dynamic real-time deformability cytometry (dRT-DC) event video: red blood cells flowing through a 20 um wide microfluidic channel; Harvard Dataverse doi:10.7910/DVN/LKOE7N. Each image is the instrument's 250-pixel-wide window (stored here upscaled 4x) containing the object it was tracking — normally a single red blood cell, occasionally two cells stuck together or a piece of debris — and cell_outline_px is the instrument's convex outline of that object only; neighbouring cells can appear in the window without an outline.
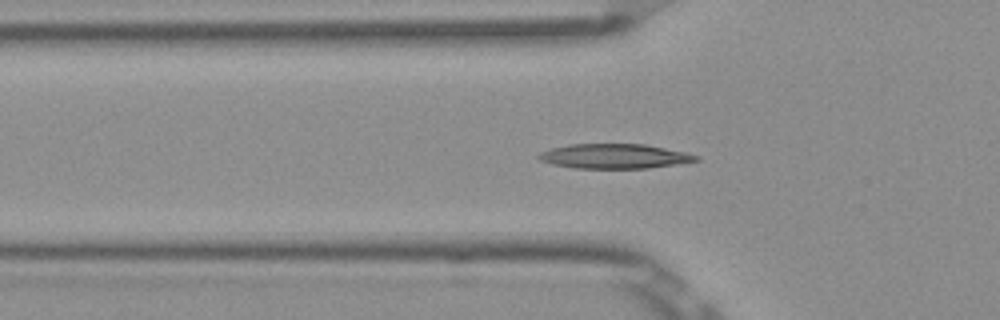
{"species": "Egyptian fruit bat (a non-hibernating species)", "species_latin": "Rousettus aegyptiacus", "temperature_condition": "room temperature", "stored_images_in_passage": 48, "camera_frame_rate_fps": 3000, "um_per_image_px": 0.085, "frame": {"image": 1, "passage_image": 12, "time_ms": 3.667, "image_size_px": [1000, 320], "cell_outline_px": [[700, 160], [676, 164], [648, 168], [572, 168], [552, 164], [540, 160], [536, 156], [540, 152], [552, 148], [568, 144], [644, 144], [684, 152], [700, 156]], "centroid_in_image_um": [52.2, 13.28], "position_along_channel_um": 73.6, "area_um2": 22.54}}
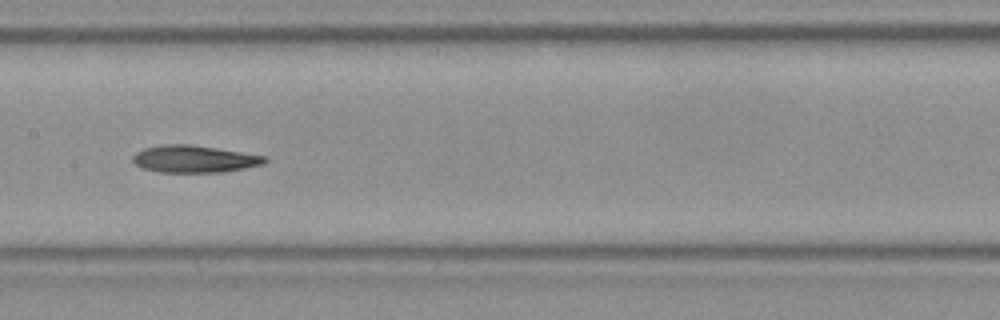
{"frame": {"image": 2, "passage_image": 21, "time_ms": 6.667, "image_size_px": [1000, 320], "cell_outline_px": [[268, 160], [264, 164], [224, 172], [160, 172], [144, 168], [136, 164], [132, 160], [132, 156], [136, 152], [144, 148], [164, 144], [188, 144], [216, 148], [268, 156]], "centroid_in_image_um": [16.54, 13.51], "position_along_channel_um": 190.9, "area_um2": 20.87}}
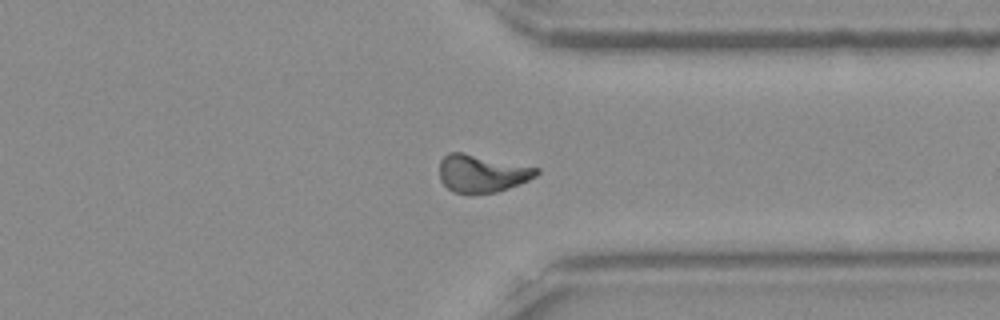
{"frame": {"image": 3, "passage_image": 35, "time_ms": 11.333, "image_size_px": [1000, 320], "cell_outline_px": [[540, 172], [536, 176], [528, 180], [508, 188], [496, 192], [468, 196], [452, 192], [440, 180], [440, 160], [448, 152], [460, 152], [540, 168]], "centroid_in_image_um": [40.94, 14.78], "position_along_channel_um": 370.5, "area_um2": 21.5}, "authors_computed_cell_mechanics": {"area_um2": 20.9814, "velocity_mm_per_s": 3.8724, "shape_relaxation_time_tau1_ms": 11.0861, "shape_relaxation_time_tau2_ms": null, "deformation_change_tau1": 0.2479, "deformation_change_tau2": null}}